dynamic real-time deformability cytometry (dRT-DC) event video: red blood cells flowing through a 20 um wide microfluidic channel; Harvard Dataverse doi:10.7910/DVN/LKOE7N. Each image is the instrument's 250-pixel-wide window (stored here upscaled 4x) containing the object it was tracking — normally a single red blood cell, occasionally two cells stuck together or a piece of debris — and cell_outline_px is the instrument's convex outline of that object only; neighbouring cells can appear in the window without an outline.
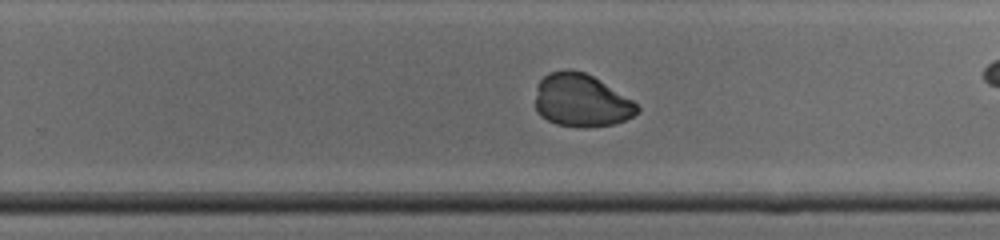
{"species": "common noctule bat (a hibernating species)", "species_latin": "Nyctalus noctula", "temperature_condition": "cold", "stored_images_in_passage": 24, "camera_frame_rate_fps": 3000, "um_per_image_px": 0.085, "animal": {"sex": "male", "body_mass_g": 19.0, "forearm_length_mm": 50.8}, "frame": {"image": 1, "passage_image": 17, "time_ms": 5.333, "image_size_px": [1000, 240], "cell_outline_px": [[640, 112], [624, 120], [612, 124], [584, 128], [556, 124], [540, 116], [536, 112], [536, 84], [548, 72], [584, 72], [592, 76], [632, 100], [640, 108]], "centroid_in_image_um": [49.39, 8.58], "position_along_channel_um": 280.4, "area_um2": 30.92}}